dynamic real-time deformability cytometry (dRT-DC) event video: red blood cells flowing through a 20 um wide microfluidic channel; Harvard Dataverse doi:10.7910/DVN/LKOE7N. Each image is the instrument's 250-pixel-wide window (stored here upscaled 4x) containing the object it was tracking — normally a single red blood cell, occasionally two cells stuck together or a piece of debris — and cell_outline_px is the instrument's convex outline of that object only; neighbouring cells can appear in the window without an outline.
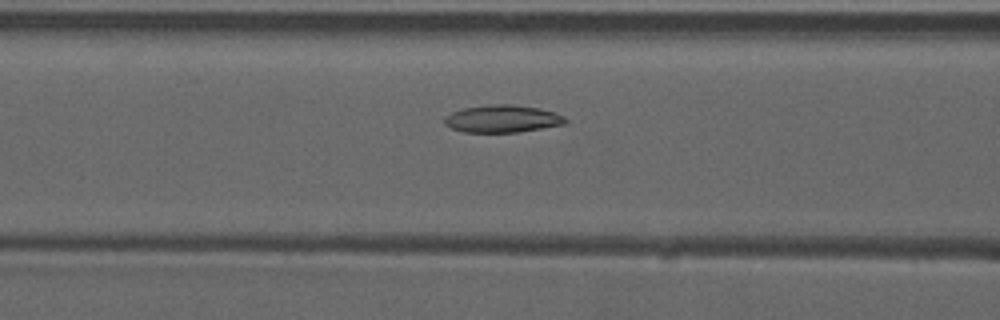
{"species": "common noctule bat (a hibernating species)", "species_latin": "Nyctalus noctula", "temperature_condition": "warm", "stored_images_in_passage": 53, "camera_frame_rate_fps": 3000, "um_per_image_px": 0.085, "animal": {"sex": "male", "forearm_length_mm": 52.5}, "frame": {"image": 1, "passage_image": 22, "time_ms": 7.0, "image_size_px": [1000, 320], "cell_outline_px": [[568, 120], [564, 124], [520, 132], [464, 132], [452, 128], [444, 124], [444, 116], [452, 112], [464, 108], [488, 104], [512, 104], [540, 108], [556, 112], [564, 116]], "centroid_in_image_um": [42.71, 10.09], "position_along_channel_um": 123.9, "area_um2": 19.48}}
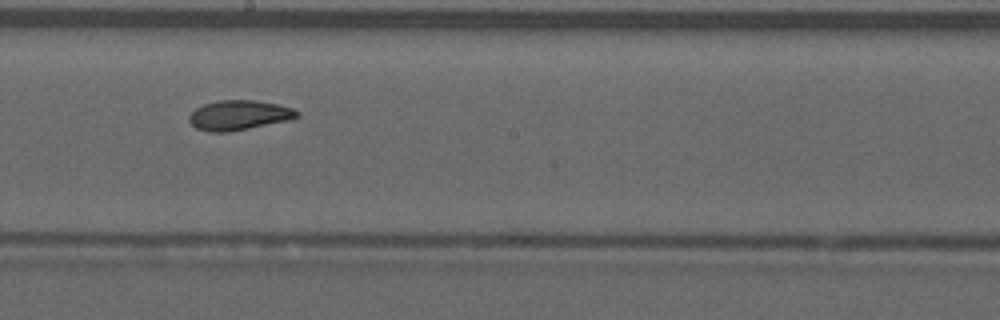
{"frame": {"image": 2, "passage_image": 30, "time_ms": 9.667, "image_size_px": [1000, 320], "cell_outline_px": [[300, 116], [292, 120], [228, 132], [208, 132], [196, 128], [188, 120], [188, 116], [196, 108], [204, 104], [220, 100], [256, 100], [276, 104], [292, 108], [300, 112]], "centroid_in_image_um": [20.33, 9.8], "position_along_channel_um": 227.9, "area_um2": 18.84}}
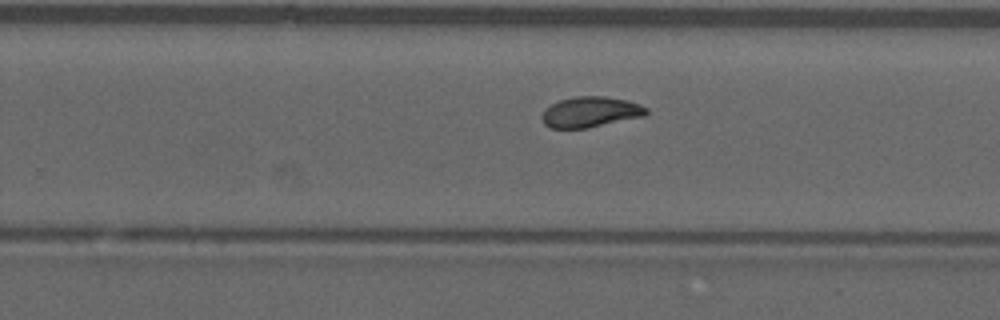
{"frame": {"image": 3, "passage_image": 34, "time_ms": 11.0, "image_size_px": [1000, 320], "cell_outline_px": [[648, 112], [644, 116], [588, 128], [548, 128], [544, 124], [540, 116], [544, 108], [560, 100], [576, 96], [604, 96], [628, 100], [640, 104], [648, 108]], "centroid_in_image_um": [50.17, 9.52], "position_along_channel_um": 279.6, "area_um2": 18.79}, "authors_computed_cell_mechanics": {"area_um2": 19.3052, "velocity_mm_per_s": 3.9121, "shape_relaxation_time_tau1_ms": 6.1853, "shape_relaxation_time_tau2_ms": 1.8614, "deformation_change_tau1": 0.1669, "deformation_change_tau2": 0.0676}}